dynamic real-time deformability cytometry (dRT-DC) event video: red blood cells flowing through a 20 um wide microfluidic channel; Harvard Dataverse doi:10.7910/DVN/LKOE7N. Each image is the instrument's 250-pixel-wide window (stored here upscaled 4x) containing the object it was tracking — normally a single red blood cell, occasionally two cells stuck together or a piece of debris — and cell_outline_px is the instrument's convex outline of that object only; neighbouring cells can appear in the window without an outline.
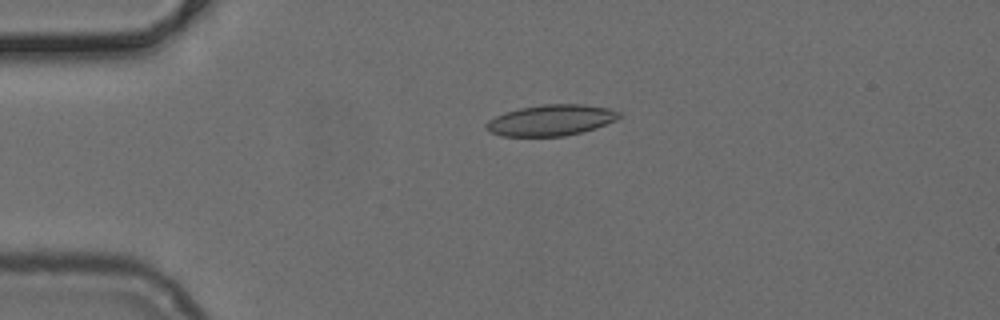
{"species": "common noctule bat (a hibernating species)", "species_latin": "Nyctalus noctula", "temperature_condition": "cold", "stored_images_in_passage": 40, "camera_frame_rate_fps": 3000, "um_per_image_px": 0.085, "animal": {"sex": "female", "body_mass_g": 24.6, "forearm_length_mm": 56.2}, "frame": {"image": 1, "passage_image": 1, "time_ms": 0.0, "image_size_px": [1000, 320], "cell_outline_px": [[624, 116], [616, 120], [596, 128], [564, 136], [500, 136], [484, 128], [484, 124], [488, 120], [504, 112], [520, 108], [544, 104], [584, 104], [608, 108], [620, 112]], "centroid_in_image_um": [46.84, 10.21], "position_along_channel_um": 38.2, "area_um2": 24.1}}
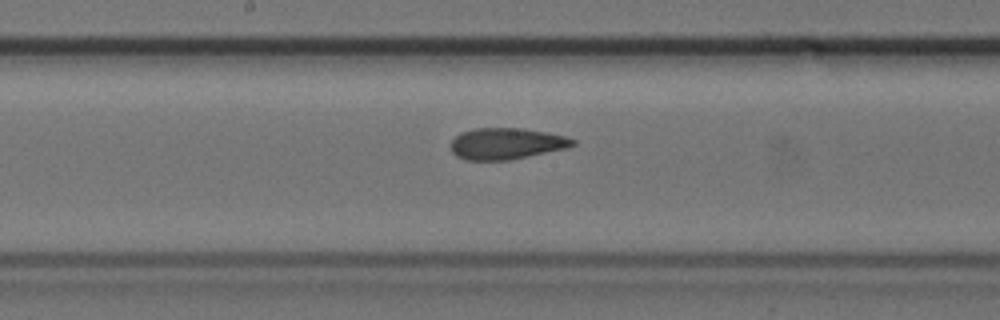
{"frame": {"image": 2, "passage_image": 16, "time_ms": 5.0, "image_size_px": [1000, 320], "cell_outline_px": [[576, 144], [568, 148], [508, 160], [464, 160], [456, 156], [452, 152], [452, 140], [460, 132], [472, 128], [520, 128], [544, 132], [564, 136], [576, 140]], "centroid_in_image_um": [43.02, 12.21], "position_along_channel_um": 205.2, "area_um2": 22.25}}
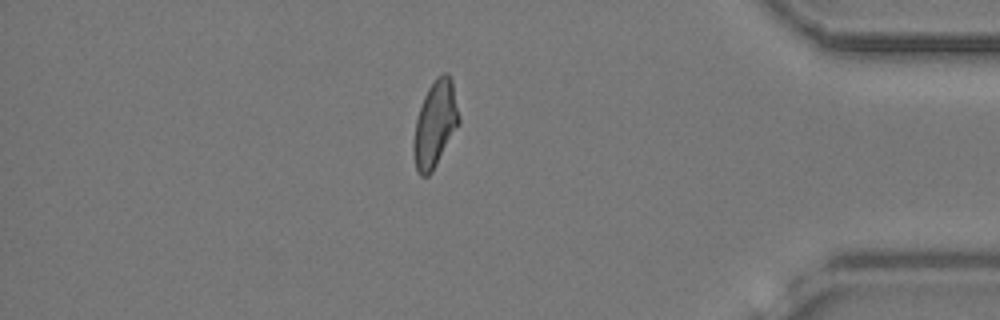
{"frame": {"image": 3, "passage_image": 33, "time_ms": 10.667, "image_size_px": [1000, 320], "cell_outline_px": [[460, 124], [432, 172], [428, 176], [420, 176], [416, 168], [412, 152], [412, 144], [416, 120], [424, 96], [428, 88], [436, 76], [444, 72], [448, 72], [452, 80], [460, 116]], "centroid_in_image_um": [36.99, 10.54], "position_along_channel_um": 398.2, "area_um2": 23.06}}